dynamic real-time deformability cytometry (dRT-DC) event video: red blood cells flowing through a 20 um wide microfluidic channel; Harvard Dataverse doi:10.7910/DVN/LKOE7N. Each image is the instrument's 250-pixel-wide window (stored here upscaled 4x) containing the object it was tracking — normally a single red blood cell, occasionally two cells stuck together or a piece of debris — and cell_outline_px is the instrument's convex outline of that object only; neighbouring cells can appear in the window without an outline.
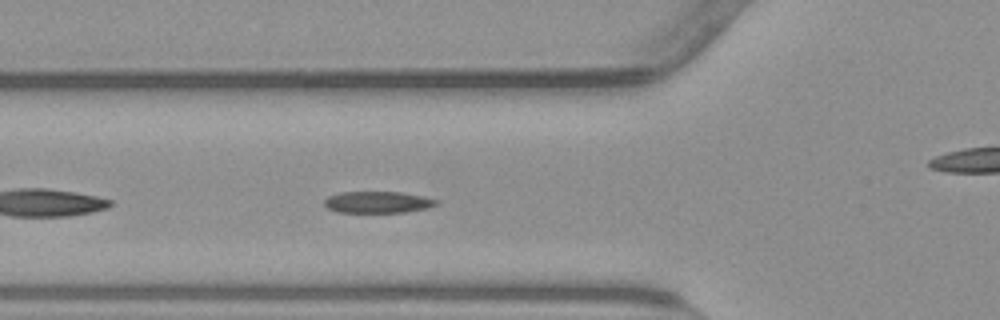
{"species": "common noctule bat (a hibernating species)", "species_latin": "Nyctalus noctula", "temperature_condition": "warm", "stored_images_in_passage": 41, "camera_frame_rate_fps": 3000, "um_per_image_px": 0.085, "animal": {"sex": "male", "body_mass_g": 23.1, "forearm_length_mm": 52.7}, "frame": {"image": 1, "passage_image": 5, "time_ms": 1.333, "image_size_px": [1000, 320], "cell_outline_px": [[436, 204], [428, 208], [404, 212], [336, 212], [328, 208], [324, 204], [324, 200], [328, 196], [340, 192], [400, 192], [424, 196], [436, 200]], "centroid_in_image_um": [32.07, 17.18], "position_along_channel_um": 93.7, "area_um2": 13.99}}
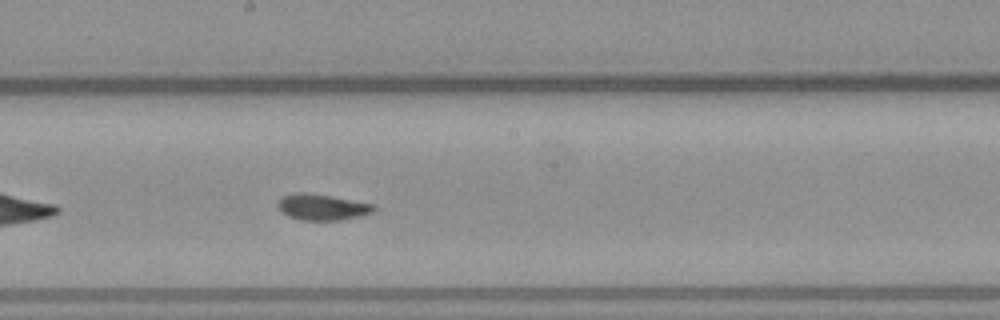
{"frame": {"image": 2, "passage_image": 15, "time_ms": 4.667, "image_size_px": [1000, 320], "cell_outline_px": [[376, 208], [372, 212], [360, 216], [340, 220], [300, 220], [288, 216], [280, 212], [276, 208], [276, 204], [284, 196], [296, 192], [304, 192], [376, 204]], "centroid_in_image_um": [27.35, 17.61], "position_along_channel_um": 220.8, "area_um2": 14.57}}
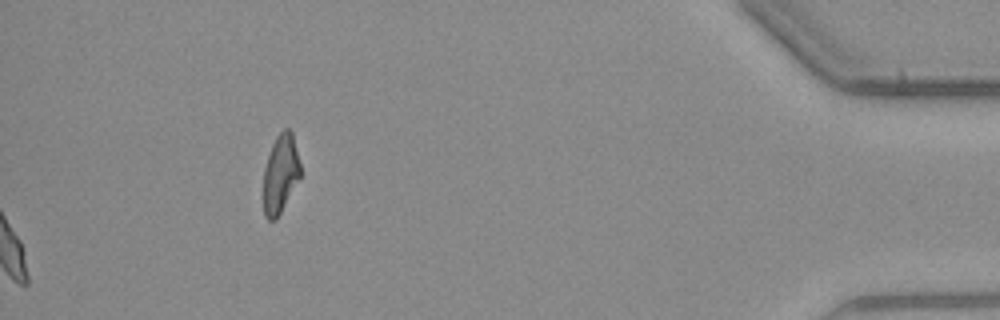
{"frame": {"image": 3, "passage_image": 41, "time_ms": 13.333, "image_size_px": [1000, 320], "cell_outline_px": [[300, 176], [276, 220], [268, 220], [264, 216], [264, 168], [272, 144], [276, 136], [284, 128], [288, 128], [292, 132], [300, 164]], "centroid_in_image_um": [23.83, 14.76], "position_along_channel_um": 411.4, "area_um2": 16.65}, "authors_computed_cell_mechanics": {"area_um2": 14.5078, "velocity_mm_per_s": 3.8054, "shape_relaxation_time_tau1_ms": 3.7791, "shape_relaxation_time_tau2_ms": 0.9402, "deformation_change_tau1": 0.1714, "deformation_change_tau2": 0.064}}